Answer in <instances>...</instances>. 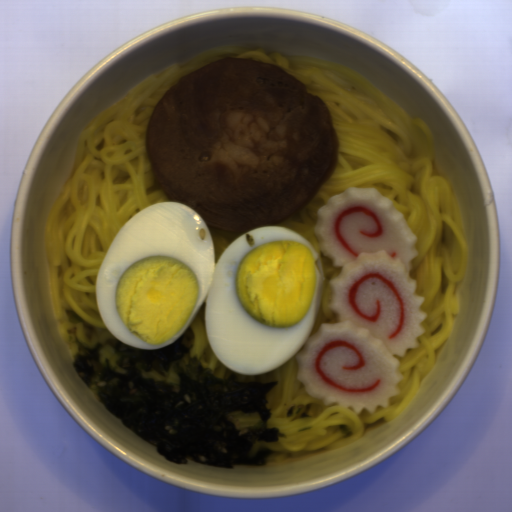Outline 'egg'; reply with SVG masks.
<instances>
[{
  "instance_id": "1",
  "label": "egg",
  "mask_w": 512,
  "mask_h": 512,
  "mask_svg": "<svg viewBox=\"0 0 512 512\" xmlns=\"http://www.w3.org/2000/svg\"><path fill=\"white\" fill-rule=\"evenodd\" d=\"M324 286L320 255L299 233L251 229L216 261L202 216L183 202L160 201L111 240L95 276V299L117 340L154 350L178 340L206 298L212 352L237 374L255 376L304 346Z\"/></svg>"
}]
</instances>
